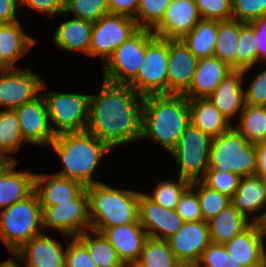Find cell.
<instances>
[{"label": "cell", "mask_w": 266, "mask_h": 267, "mask_svg": "<svg viewBox=\"0 0 266 267\" xmlns=\"http://www.w3.org/2000/svg\"><path fill=\"white\" fill-rule=\"evenodd\" d=\"M143 97L129 85L103 80L100 93L89 99L86 130L110 148L140 140Z\"/></svg>", "instance_id": "6da1fadb"}, {"label": "cell", "mask_w": 266, "mask_h": 267, "mask_svg": "<svg viewBox=\"0 0 266 267\" xmlns=\"http://www.w3.org/2000/svg\"><path fill=\"white\" fill-rule=\"evenodd\" d=\"M190 123L188 99L184 95L143 97L140 139L149 138L169 153Z\"/></svg>", "instance_id": "7a4b0ae2"}, {"label": "cell", "mask_w": 266, "mask_h": 267, "mask_svg": "<svg viewBox=\"0 0 266 267\" xmlns=\"http://www.w3.org/2000/svg\"><path fill=\"white\" fill-rule=\"evenodd\" d=\"M62 161L63 169L56 175L76 180L85 187L101 182L94 180V171L103 155L111 149L87 130L55 136L49 145Z\"/></svg>", "instance_id": "3957f363"}, {"label": "cell", "mask_w": 266, "mask_h": 267, "mask_svg": "<svg viewBox=\"0 0 266 267\" xmlns=\"http://www.w3.org/2000/svg\"><path fill=\"white\" fill-rule=\"evenodd\" d=\"M88 195L90 229L103 232L107 228L139 223L140 192L116 189L104 182L85 187Z\"/></svg>", "instance_id": "277c9868"}, {"label": "cell", "mask_w": 266, "mask_h": 267, "mask_svg": "<svg viewBox=\"0 0 266 267\" xmlns=\"http://www.w3.org/2000/svg\"><path fill=\"white\" fill-rule=\"evenodd\" d=\"M41 228L42 206L35 191L0 212V240L11 253L42 234Z\"/></svg>", "instance_id": "5b68a950"}, {"label": "cell", "mask_w": 266, "mask_h": 267, "mask_svg": "<svg viewBox=\"0 0 266 267\" xmlns=\"http://www.w3.org/2000/svg\"><path fill=\"white\" fill-rule=\"evenodd\" d=\"M208 168L231 172L240 177L255 175L257 150L232 125L223 134L213 137Z\"/></svg>", "instance_id": "8992f818"}, {"label": "cell", "mask_w": 266, "mask_h": 267, "mask_svg": "<svg viewBox=\"0 0 266 267\" xmlns=\"http://www.w3.org/2000/svg\"><path fill=\"white\" fill-rule=\"evenodd\" d=\"M46 86L44 82L41 92H44L42 95L46 101L49 121L52 122L50 126L55 136L86 130L90 95L46 92Z\"/></svg>", "instance_id": "52a82bcc"}, {"label": "cell", "mask_w": 266, "mask_h": 267, "mask_svg": "<svg viewBox=\"0 0 266 267\" xmlns=\"http://www.w3.org/2000/svg\"><path fill=\"white\" fill-rule=\"evenodd\" d=\"M154 37L151 29L139 28L106 61L103 80L128 85L137 76L146 55L147 44Z\"/></svg>", "instance_id": "ba28073f"}, {"label": "cell", "mask_w": 266, "mask_h": 267, "mask_svg": "<svg viewBox=\"0 0 266 267\" xmlns=\"http://www.w3.org/2000/svg\"><path fill=\"white\" fill-rule=\"evenodd\" d=\"M212 137L190 123L169 152L179 166L178 176L190 182L201 180L208 169Z\"/></svg>", "instance_id": "9c48e42d"}, {"label": "cell", "mask_w": 266, "mask_h": 267, "mask_svg": "<svg viewBox=\"0 0 266 267\" xmlns=\"http://www.w3.org/2000/svg\"><path fill=\"white\" fill-rule=\"evenodd\" d=\"M169 39L154 37L137 76L128 84L141 97L167 94Z\"/></svg>", "instance_id": "30bf717a"}, {"label": "cell", "mask_w": 266, "mask_h": 267, "mask_svg": "<svg viewBox=\"0 0 266 267\" xmlns=\"http://www.w3.org/2000/svg\"><path fill=\"white\" fill-rule=\"evenodd\" d=\"M139 26L134 18L108 13L94 22L89 46V56H99L102 63L112 56L114 50L131 37Z\"/></svg>", "instance_id": "8fae6325"}, {"label": "cell", "mask_w": 266, "mask_h": 267, "mask_svg": "<svg viewBox=\"0 0 266 267\" xmlns=\"http://www.w3.org/2000/svg\"><path fill=\"white\" fill-rule=\"evenodd\" d=\"M42 226L56 229L69 239L90 230L86 189L71 202L42 206Z\"/></svg>", "instance_id": "7c38bea8"}, {"label": "cell", "mask_w": 266, "mask_h": 267, "mask_svg": "<svg viewBox=\"0 0 266 267\" xmlns=\"http://www.w3.org/2000/svg\"><path fill=\"white\" fill-rule=\"evenodd\" d=\"M44 81L30 68L2 71L0 74V108L14 110L41 94Z\"/></svg>", "instance_id": "4fadbf2b"}, {"label": "cell", "mask_w": 266, "mask_h": 267, "mask_svg": "<svg viewBox=\"0 0 266 267\" xmlns=\"http://www.w3.org/2000/svg\"><path fill=\"white\" fill-rule=\"evenodd\" d=\"M23 139L34 145L49 146L55 139L49 117L46 101L42 94L34 100L16 107Z\"/></svg>", "instance_id": "5bb4252c"}, {"label": "cell", "mask_w": 266, "mask_h": 267, "mask_svg": "<svg viewBox=\"0 0 266 267\" xmlns=\"http://www.w3.org/2000/svg\"><path fill=\"white\" fill-rule=\"evenodd\" d=\"M138 221L148 237L163 240L177 233L184 224L176 209L158 205L143 192L138 200Z\"/></svg>", "instance_id": "9a60e30c"}, {"label": "cell", "mask_w": 266, "mask_h": 267, "mask_svg": "<svg viewBox=\"0 0 266 267\" xmlns=\"http://www.w3.org/2000/svg\"><path fill=\"white\" fill-rule=\"evenodd\" d=\"M175 257L184 265L195 264L211 243L206 221L184 222L182 228L166 239Z\"/></svg>", "instance_id": "2e32d148"}, {"label": "cell", "mask_w": 266, "mask_h": 267, "mask_svg": "<svg viewBox=\"0 0 266 267\" xmlns=\"http://www.w3.org/2000/svg\"><path fill=\"white\" fill-rule=\"evenodd\" d=\"M201 19L195 0H172L152 32L159 38L182 39Z\"/></svg>", "instance_id": "e0dca14e"}, {"label": "cell", "mask_w": 266, "mask_h": 267, "mask_svg": "<svg viewBox=\"0 0 266 267\" xmlns=\"http://www.w3.org/2000/svg\"><path fill=\"white\" fill-rule=\"evenodd\" d=\"M198 58L181 39H169L167 94L183 95L190 87Z\"/></svg>", "instance_id": "ac0fdd59"}, {"label": "cell", "mask_w": 266, "mask_h": 267, "mask_svg": "<svg viewBox=\"0 0 266 267\" xmlns=\"http://www.w3.org/2000/svg\"><path fill=\"white\" fill-rule=\"evenodd\" d=\"M12 254L17 261L25 262L23 267H65L66 249L60 241L44 232L25 242Z\"/></svg>", "instance_id": "d6986e66"}, {"label": "cell", "mask_w": 266, "mask_h": 267, "mask_svg": "<svg viewBox=\"0 0 266 267\" xmlns=\"http://www.w3.org/2000/svg\"><path fill=\"white\" fill-rule=\"evenodd\" d=\"M231 205L247 219L252 215V223L266 225V187L264 180L257 175L241 177L237 190L230 198ZM253 213V214H252ZM259 213L258 215H255Z\"/></svg>", "instance_id": "ffe728a7"}, {"label": "cell", "mask_w": 266, "mask_h": 267, "mask_svg": "<svg viewBox=\"0 0 266 267\" xmlns=\"http://www.w3.org/2000/svg\"><path fill=\"white\" fill-rule=\"evenodd\" d=\"M265 225L252 223L242 233L225 243L228 254L242 267H263Z\"/></svg>", "instance_id": "44dd1931"}, {"label": "cell", "mask_w": 266, "mask_h": 267, "mask_svg": "<svg viewBox=\"0 0 266 267\" xmlns=\"http://www.w3.org/2000/svg\"><path fill=\"white\" fill-rule=\"evenodd\" d=\"M244 70H232L207 97L232 124L233 117L240 115L245 105Z\"/></svg>", "instance_id": "7402d4cb"}, {"label": "cell", "mask_w": 266, "mask_h": 267, "mask_svg": "<svg viewBox=\"0 0 266 267\" xmlns=\"http://www.w3.org/2000/svg\"><path fill=\"white\" fill-rule=\"evenodd\" d=\"M103 235L108 239L125 266H134L148 238L139 223H130L105 229Z\"/></svg>", "instance_id": "603a6c76"}, {"label": "cell", "mask_w": 266, "mask_h": 267, "mask_svg": "<svg viewBox=\"0 0 266 267\" xmlns=\"http://www.w3.org/2000/svg\"><path fill=\"white\" fill-rule=\"evenodd\" d=\"M85 186L73 179L56 174H35L34 191L41 206H55L59 203L71 202Z\"/></svg>", "instance_id": "cb8c5ba5"}, {"label": "cell", "mask_w": 266, "mask_h": 267, "mask_svg": "<svg viewBox=\"0 0 266 267\" xmlns=\"http://www.w3.org/2000/svg\"><path fill=\"white\" fill-rule=\"evenodd\" d=\"M232 70L216 56L198 59L191 85L183 95L187 99L208 97Z\"/></svg>", "instance_id": "d4e9b609"}, {"label": "cell", "mask_w": 266, "mask_h": 267, "mask_svg": "<svg viewBox=\"0 0 266 267\" xmlns=\"http://www.w3.org/2000/svg\"><path fill=\"white\" fill-rule=\"evenodd\" d=\"M17 163V160L6 161L0 168V211L34 191L35 173L15 171Z\"/></svg>", "instance_id": "484cf974"}, {"label": "cell", "mask_w": 266, "mask_h": 267, "mask_svg": "<svg viewBox=\"0 0 266 267\" xmlns=\"http://www.w3.org/2000/svg\"><path fill=\"white\" fill-rule=\"evenodd\" d=\"M94 23L88 20L71 18L61 21L53 33L54 45L67 52L81 51L89 56V46Z\"/></svg>", "instance_id": "4316f807"}, {"label": "cell", "mask_w": 266, "mask_h": 267, "mask_svg": "<svg viewBox=\"0 0 266 267\" xmlns=\"http://www.w3.org/2000/svg\"><path fill=\"white\" fill-rule=\"evenodd\" d=\"M190 122L212 138L226 132L232 125L206 98L188 99Z\"/></svg>", "instance_id": "83f0119b"}, {"label": "cell", "mask_w": 266, "mask_h": 267, "mask_svg": "<svg viewBox=\"0 0 266 267\" xmlns=\"http://www.w3.org/2000/svg\"><path fill=\"white\" fill-rule=\"evenodd\" d=\"M36 42L24 32L20 20L0 23V52L13 67H17L16 62L27 55Z\"/></svg>", "instance_id": "f1b7e54d"}, {"label": "cell", "mask_w": 266, "mask_h": 267, "mask_svg": "<svg viewBox=\"0 0 266 267\" xmlns=\"http://www.w3.org/2000/svg\"><path fill=\"white\" fill-rule=\"evenodd\" d=\"M207 223L210 241L216 244L229 242L234 236L242 233L252 224L251 220L238 212L232 205L223 209Z\"/></svg>", "instance_id": "f546056e"}, {"label": "cell", "mask_w": 266, "mask_h": 267, "mask_svg": "<svg viewBox=\"0 0 266 267\" xmlns=\"http://www.w3.org/2000/svg\"><path fill=\"white\" fill-rule=\"evenodd\" d=\"M218 20L201 19L181 40L198 58L214 56Z\"/></svg>", "instance_id": "4dcf8cb0"}, {"label": "cell", "mask_w": 266, "mask_h": 267, "mask_svg": "<svg viewBox=\"0 0 266 267\" xmlns=\"http://www.w3.org/2000/svg\"><path fill=\"white\" fill-rule=\"evenodd\" d=\"M89 232L93 235L90 236ZM77 238L87 247L97 267H125L103 233L90 229L78 235Z\"/></svg>", "instance_id": "1f68e13d"}, {"label": "cell", "mask_w": 266, "mask_h": 267, "mask_svg": "<svg viewBox=\"0 0 266 267\" xmlns=\"http://www.w3.org/2000/svg\"><path fill=\"white\" fill-rule=\"evenodd\" d=\"M132 267H185L174 255L167 240L148 237L139 259Z\"/></svg>", "instance_id": "d6a6232c"}, {"label": "cell", "mask_w": 266, "mask_h": 267, "mask_svg": "<svg viewBox=\"0 0 266 267\" xmlns=\"http://www.w3.org/2000/svg\"><path fill=\"white\" fill-rule=\"evenodd\" d=\"M22 144L27 145V142L21 134L16 112L14 110H0V155L6 161H16L12 153H17Z\"/></svg>", "instance_id": "836d02e7"}, {"label": "cell", "mask_w": 266, "mask_h": 267, "mask_svg": "<svg viewBox=\"0 0 266 267\" xmlns=\"http://www.w3.org/2000/svg\"><path fill=\"white\" fill-rule=\"evenodd\" d=\"M240 33V21H218L214 56L236 70V51Z\"/></svg>", "instance_id": "e575fe53"}, {"label": "cell", "mask_w": 266, "mask_h": 267, "mask_svg": "<svg viewBox=\"0 0 266 267\" xmlns=\"http://www.w3.org/2000/svg\"><path fill=\"white\" fill-rule=\"evenodd\" d=\"M239 117V127L234 128L250 143L266 139V106L246 104Z\"/></svg>", "instance_id": "d590c367"}, {"label": "cell", "mask_w": 266, "mask_h": 267, "mask_svg": "<svg viewBox=\"0 0 266 267\" xmlns=\"http://www.w3.org/2000/svg\"><path fill=\"white\" fill-rule=\"evenodd\" d=\"M258 63V51L254 29L240 22V33L236 51V70L247 73Z\"/></svg>", "instance_id": "8d00e7d4"}, {"label": "cell", "mask_w": 266, "mask_h": 267, "mask_svg": "<svg viewBox=\"0 0 266 267\" xmlns=\"http://www.w3.org/2000/svg\"><path fill=\"white\" fill-rule=\"evenodd\" d=\"M190 186L197 192L203 221H209L231 205L230 197L209 188L201 180L191 182Z\"/></svg>", "instance_id": "74e56055"}, {"label": "cell", "mask_w": 266, "mask_h": 267, "mask_svg": "<svg viewBox=\"0 0 266 267\" xmlns=\"http://www.w3.org/2000/svg\"><path fill=\"white\" fill-rule=\"evenodd\" d=\"M191 182L178 176L177 181H158L151 194H146L152 201L167 209H176L183 192Z\"/></svg>", "instance_id": "f35d334b"}, {"label": "cell", "mask_w": 266, "mask_h": 267, "mask_svg": "<svg viewBox=\"0 0 266 267\" xmlns=\"http://www.w3.org/2000/svg\"><path fill=\"white\" fill-rule=\"evenodd\" d=\"M71 12L72 17L97 22L109 13L107 0H64L63 14Z\"/></svg>", "instance_id": "ab89813d"}, {"label": "cell", "mask_w": 266, "mask_h": 267, "mask_svg": "<svg viewBox=\"0 0 266 267\" xmlns=\"http://www.w3.org/2000/svg\"><path fill=\"white\" fill-rule=\"evenodd\" d=\"M172 0H140L135 21L139 28L153 29L162 19Z\"/></svg>", "instance_id": "60d3db41"}, {"label": "cell", "mask_w": 266, "mask_h": 267, "mask_svg": "<svg viewBox=\"0 0 266 267\" xmlns=\"http://www.w3.org/2000/svg\"><path fill=\"white\" fill-rule=\"evenodd\" d=\"M240 179L241 177L237 174L208 168L201 181L209 188L231 198L237 190Z\"/></svg>", "instance_id": "b9f144b4"}, {"label": "cell", "mask_w": 266, "mask_h": 267, "mask_svg": "<svg viewBox=\"0 0 266 267\" xmlns=\"http://www.w3.org/2000/svg\"><path fill=\"white\" fill-rule=\"evenodd\" d=\"M197 264L201 267H242L229 256L224 244L212 242L203 250Z\"/></svg>", "instance_id": "7bdbcfd3"}, {"label": "cell", "mask_w": 266, "mask_h": 267, "mask_svg": "<svg viewBox=\"0 0 266 267\" xmlns=\"http://www.w3.org/2000/svg\"><path fill=\"white\" fill-rule=\"evenodd\" d=\"M232 19L249 23L266 14V0H231Z\"/></svg>", "instance_id": "ee69618b"}, {"label": "cell", "mask_w": 266, "mask_h": 267, "mask_svg": "<svg viewBox=\"0 0 266 267\" xmlns=\"http://www.w3.org/2000/svg\"><path fill=\"white\" fill-rule=\"evenodd\" d=\"M202 19L227 21L232 19L231 0H195Z\"/></svg>", "instance_id": "f6af8a7d"}, {"label": "cell", "mask_w": 266, "mask_h": 267, "mask_svg": "<svg viewBox=\"0 0 266 267\" xmlns=\"http://www.w3.org/2000/svg\"><path fill=\"white\" fill-rule=\"evenodd\" d=\"M176 211L184 222L203 221L197 192L191 186L181 195Z\"/></svg>", "instance_id": "bcb514c9"}, {"label": "cell", "mask_w": 266, "mask_h": 267, "mask_svg": "<svg viewBox=\"0 0 266 267\" xmlns=\"http://www.w3.org/2000/svg\"><path fill=\"white\" fill-rule=\"evenodd\" d=\"M65 243H69L66 247L65 267H97L87 247L77 237H71L70 242L67 240Z\"/></svg>", "instance_id": "7dc6e473"}, {"label": "cell", "mask_w": 266, "mask_h": 267, "mask_svg": "<svg viewBox=\"0 0 266 267\" xmlns=\"http://www.w3.org/2000/svg\"><path fill=\"white\" fill-rule=\"evenodd\" d=\"M245 103L253 106H266V69L257 76L244 90Z\"/></svg>", "instance_id": "c3c4849f"}, {"label": "cell", "mask_w": 266, "mask_h": 267, "mask_svg": "<svg viewBox=\"0 0 266 267\" xmlns=\"http://www.w3.org/2000/svg\"><path fill=\"white\" fill-rule=\"evenodd\" d=\"M19 6H28L29 9L49 17L64 12V0H19Z\"/></svg>", "instance_id": "681fc988"}, {"label": "cell", "mask_w": 266, "mask_h": 267, "mask_svg": "<svg viewBox=\"0 0 266 267\" xmlns=\"http://www.w3.org/2000/svg\"><path fill=\"white\" fill-rule=\"evenodd\" d=\"M255 32L256 46L258 51V62L266 60V19L260 17L248 23ZM266 62V61H265Z\"/></svg>", "instance_id": "f907efd6"}, {"label": "cell", "mask_w": 266, "mask_h": 267, "mask_svg": "<svg viewBox=\"0 0 266 267\" xmlns=\"http://www.w3.org/2000/svg\"><path fill=\"white\" fill-rule=\"evenodd\" d=\"M140 0H107L109 13L121 14L134 18Z\"/></svg>", "instance_id": "816d5d0a"}, {"label": "cell", "mask_w": 266, "mask_h": 267, "mask_svg": "<svg viewBox=\"0 0 266 267\" xmlns=\"http://www.w3.org/2000/svg\"><path fill=\"white\" fill-rule=\"evenodd\" d=\"M17 8H19V0H0V23L18 21Z\"/></svg>", "instance_id": "f5cc1de1"}, {"label": "cell", "mask_w": 266, "mask_h": 267, "mask_svg": "<svg viewBox=\"0 0 266 267\" xmlns=\"http://www.w3.org/2000/svg\"><path fill=\"white\" fill-rule=\"evenodd\" d=\"M257 150V170L255 175L266 179V139L255 143Z\"/></svg>", "instance_id": "db71d44e"}, {"label": "cell", "mask_w": 266, "mask_h": 267, "mask_svg": "<svg viewBox=\"0 0 266 267\" xmlns=\"http://www.w3.org/2000/svg\"><path fill=\"white\" fill-rule=\"evenodd\" d=\"M14 67L4 58L0 52V72L13 69Z\"/></svg>", "instance_id": "11a10c76"}, {"label": "cell", "mask_w": 266, "mask_h": 267, "mask_svg": "<svg viewBox=\"0 0 266 267\" xmlns=\"http://www.w3.org/2000/svg\"><path fill=\"white\" fill-rule=\"evenodd\" d=\"M0 267H20V265L10 257L8 260L2 261Z\"/></svg>", "instance_id": "9f6ffc18"}, {"label": "cell", "mask_w": 266, "mask_h": 267, "mask_svg": "<svg viewBox=\"0 0 266 267\" xmlns=\"http://www.w3.org/2000/svg\"><path fill=\"white\" fill-rule=\"evenodd\" d=\"M265 235H266V225H265ZM263 267H266V247H265V244L263 247Z\"/></svg>", "instance_id": "6f0895ef"}, {"label": "cell", "mask_w": 266, "mask_h": 267, "mask_svg": "<svg viewBox=\"0 0 266 267\" xmlns=\"http://www.w3.org/2000/svg\"><path fill=\"white\" fill-rule=\"evenodd\" d=\"M6 162V160L0 155V168Z\"/></svg>", "instance_id": "680465c9"}, {"label": "cell", "mask_w": 266, "mask_h": 267, "mask_svg": "<svg viewBox=\"0 0 266 267\" xmlns=\"http://www.w3.org/2000/svg\"><path fill=\"white\" fill-rule=\"evenodd\" d=\"M185 267H201V266H199L197 263H195V264H190V265L185 266Z\"/></svg>", "instance_id": "91938a15"}]
</instances>
